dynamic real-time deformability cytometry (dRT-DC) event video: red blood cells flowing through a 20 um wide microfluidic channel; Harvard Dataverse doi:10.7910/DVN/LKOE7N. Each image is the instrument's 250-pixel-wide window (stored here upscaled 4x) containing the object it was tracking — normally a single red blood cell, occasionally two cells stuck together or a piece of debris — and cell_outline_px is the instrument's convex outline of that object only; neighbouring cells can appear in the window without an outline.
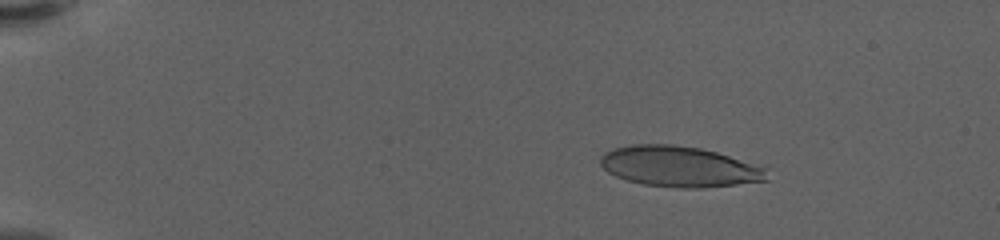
{"species": "human", "species_latin": "Homo sapiens", "temperature_condition": "warm", "stored_images_in_passage": 59, "camera_frame_rate_fps": 3000, "um_per_image_px": 0.085, "donor": {"sex": "female"}, "frame": {"image": 1, "passage_image": 10, "time_ms": 3.0, "image_size_px": [1000, 240], "cell_outline_px": [[768, 180], [736, 184], [700, 188], [680, 188], [644, 184], [628, 180], [616, 176], [608, 172], [600, 164], [600, 156], [604, 152], [612, 148], [632, 144], [672, 144], [700, 148], [716, 152], [764, 168]], "centroid_in_image_um": [57.66, 14.15], "position_along_channel_um": 27.3, "area_um2": 39.02}}
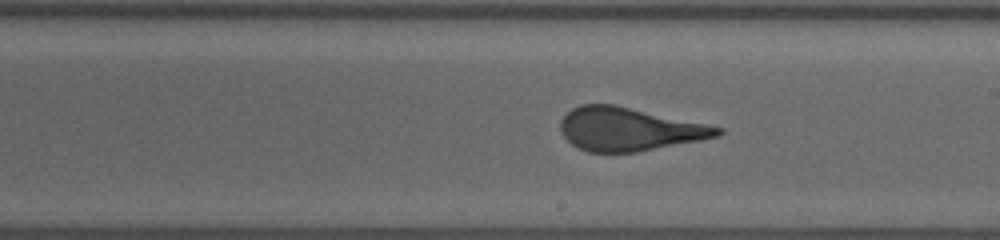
{"frame": {"image": 2, "passage_image": 36, "time_ms": 11.667, "image_size_px": [1000, 240], "cell_outline_px": [[724, 132], [720, 136], [700, 140], [636, 152], [588, 152], [576, 148], [560, 132], [560, 120], [572, 108], [580, 104], [616, 104], [724, 128]], "centroid_in_image_um": [53.45, 10.97], "position_along_channel_um": 235.5, "area_um2": 39.65}}
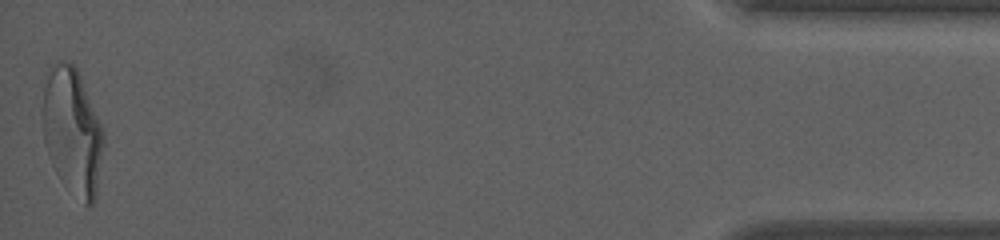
{"frame": {"image": 3, "passage_image": 59, "time_ms": 19.333, "image_size_px": [1000, 240], "cell_outline_px": [[104, 144], [96, 196], [92, 204], [84, 204], [60, 180], [52, 164], [44, 140], [40, 112], [40, 108], [44, 88], [48, 76], [52, 68], [60, 60], [68, 60], [76, 68], [80, 76], [104, 128]], "centroid_in_image_um": [6.15, 11.16], "position_along_channel_um": 429.1, "area_um2": 45.14}, "authors_computed_cell_mechanics": {"area_um2": 39.9976, "velocity_mm_per_s": 3.5694, "shape_relaxation_time_tau1_ms": 7.0371, "shape_relaxation_time_tau2_ms": null, "deformation_change_tau1": 0.2736, "deformation_change_tau2": null}}